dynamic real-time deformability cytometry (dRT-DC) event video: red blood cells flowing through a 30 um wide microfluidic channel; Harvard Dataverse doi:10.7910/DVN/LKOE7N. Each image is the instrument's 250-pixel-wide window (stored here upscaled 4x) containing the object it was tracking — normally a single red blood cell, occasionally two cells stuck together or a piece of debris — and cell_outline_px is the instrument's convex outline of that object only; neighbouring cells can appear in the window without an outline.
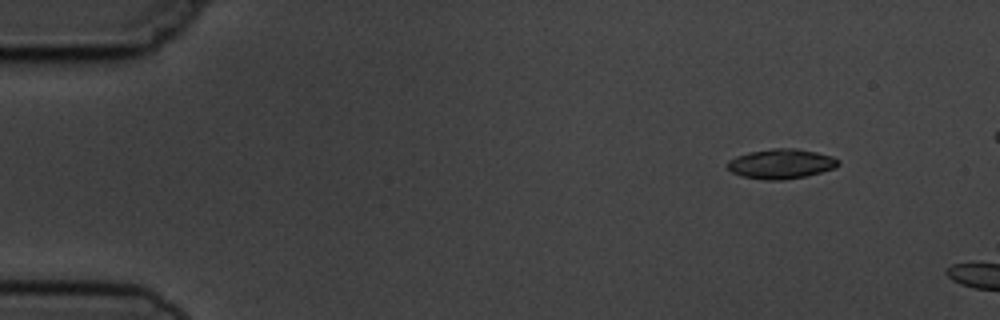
{"species": "common noctule bat (a hibernating species)", "species_latin": "Nyctalus noctula", "temperature_condition": "cold", "stored_images_in_passage": 3, "camera_frame_rate_fps": 3000, "um_per_image_px": 0.085, "animal": {"sex": "male", "body_mass_g": 19.5, "forearm_length_mm": 54.6}, "frame": {"image": 1, "passage_image": 3, "time_ms": 3.0, "image_size_px": [1000, 320], "cell_outline_px": [[840, 164], [836, 168], [804, 176], [784, 180], [764, 180], [744, 176], [732, 172], [728, 168], [728, 160], [736, 156], [748, 152], [772, 148], [796, 148], [816, 152], [832, 156], [840, 160]], "centroid_in_image_um": [66.41, 13.91], "position_along_channel_um": 18.6, "area_um2": 19.25}}